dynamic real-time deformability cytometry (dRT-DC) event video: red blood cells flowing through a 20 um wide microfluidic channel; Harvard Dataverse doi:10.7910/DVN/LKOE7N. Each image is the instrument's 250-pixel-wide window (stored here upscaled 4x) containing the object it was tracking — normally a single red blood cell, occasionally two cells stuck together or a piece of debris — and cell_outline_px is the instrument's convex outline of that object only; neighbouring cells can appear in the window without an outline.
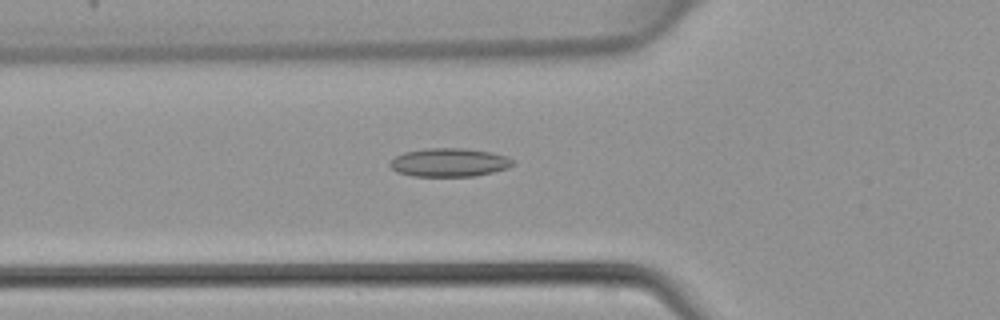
{"species": "common noctule bat (a hibernating species)", "species_latin": "Nyctalus noctula", "temperature_condition": "warm", "stored_images_in_passage": 45, "camera_frame_rate_fps": 3000, "um_per_image_px": 0.085, "animal": {"sex": "female", "body_mass_g": 22.7, "forearm_length_mm": 54.2}, "frame": {"image": 1, "passage_image": 16, "time_ms": 5.0, "image_size_px": [1000, 320], "cell_outline_px": [[516, 164], [508, 168], [476, 176], [412, 176], [396, 172], [388, 164], [396, 156], [404, 152], [428, 148], [464, 148], [492, 152], [508, 156]], "centroid_in_image_um": [38.21, 13.81], "position_along_channel_um": 87.6, "area_um2": 20.52}}
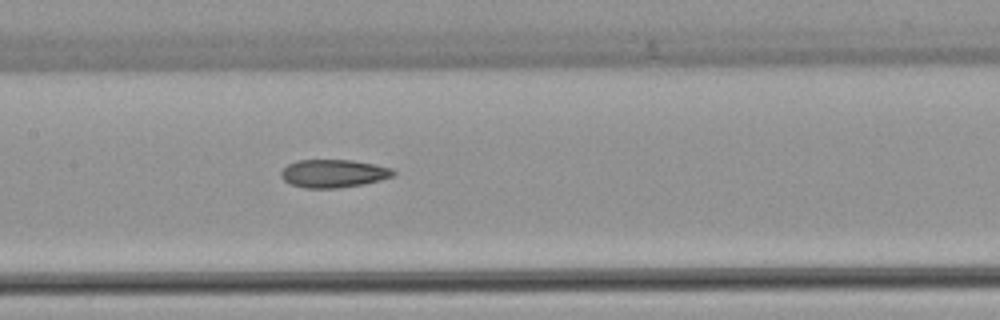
{"frame": {"image": 2, "passage_image": 22, "time_ms": 7.0, "image_size_px": [1000, 320], "cell_outline_px": [[396, 172], [392, 176], [380, 180], [364, 184], [336, 188], [304, 188], [288, 184], [280, 176], [280, 172], [288, 164], [296, 160], [352, 160], [376, 164], [392, 168]], "centroid_in_image_um": [28.32, 14.74], "position_along_channel_um": 179.1, "area_um2": 18.5}}
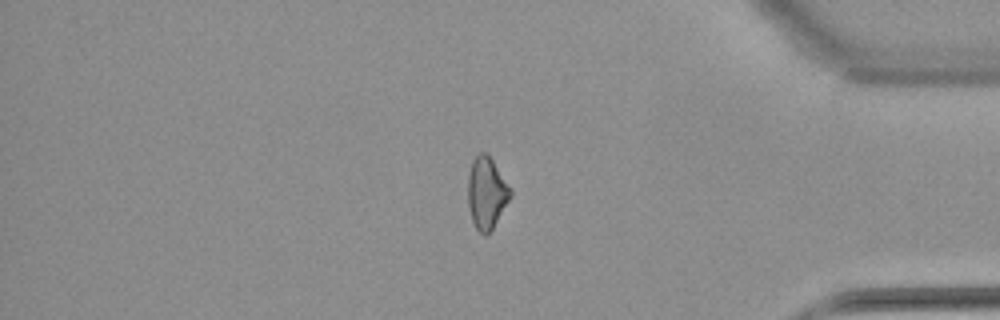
{"frame": {"image": 3, "passage_image": 38, "time_ms": 12.333, "image_size_px": [1000, 320], "cell_outline_px": [[512, 196], [492, 228], [488, 232], [480, 232], [476, 228], [472, 220], [468, 204], [468, 172], [472, 160], [480, 152], [484, 152], [492, 160], [512, 188]], "centroid_in_image_um": [41.36, 16.36], "position_along_channel_um": 393.8, "area_um2": 17.57}}